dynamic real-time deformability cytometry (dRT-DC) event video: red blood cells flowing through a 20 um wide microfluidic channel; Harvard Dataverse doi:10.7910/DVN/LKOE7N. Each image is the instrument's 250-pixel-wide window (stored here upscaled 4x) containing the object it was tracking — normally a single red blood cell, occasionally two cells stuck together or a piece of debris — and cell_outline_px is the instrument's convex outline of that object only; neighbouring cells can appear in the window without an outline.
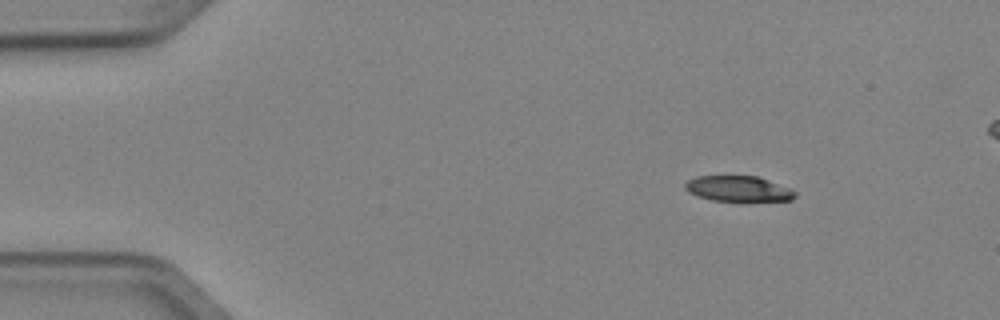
{"species": "Egyptian fruit bat (a non-hibernating species)", "species_latin": "Rousettus aegyptiacus", "temperature_condition": "cold", "stored_images_in_passage": 6, "segment_of_instrument_passage": [2, 2], "camera_frame_rate_fps": 3000, "um_per_image_px": 0.085, "animal": {"sex": "female"}, "frame": {"image": 1, "passage_image": 6, "time_ms": 1.667, "image_size_px": [1000, 320], "cell_outline_px": [[796, 196], [792, 200], [744, 204], [712, 200], [696, 196], [688, 192], [684, 188], [684, 184], [688, 180], [696, 176], [756, 176], [788, 188], [796, 192]], "centroid_in_image_um": [62.75, 16.1], "position_along_channel_um": 22.2, "area_um2": 17.17}}